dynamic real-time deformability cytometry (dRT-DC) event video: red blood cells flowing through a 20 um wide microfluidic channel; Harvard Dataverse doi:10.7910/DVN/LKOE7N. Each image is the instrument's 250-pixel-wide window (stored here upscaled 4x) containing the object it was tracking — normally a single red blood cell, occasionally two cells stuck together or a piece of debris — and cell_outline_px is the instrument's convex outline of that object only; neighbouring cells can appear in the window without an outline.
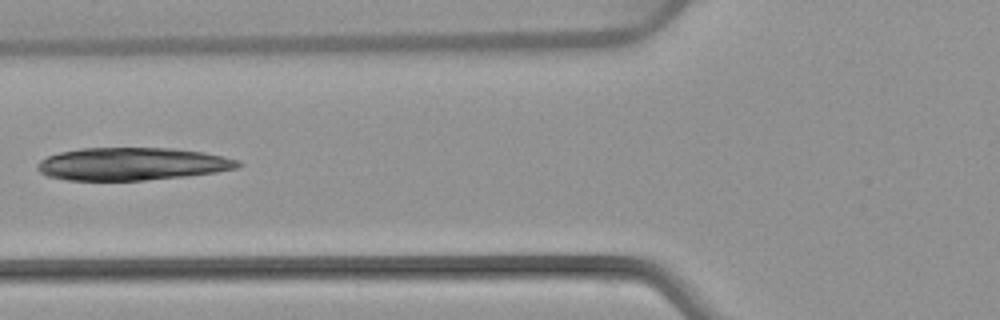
{"species": "common noctule bat (a hibernating species)", "species_latin": "Nyctalus noctula", "temperature_condition": "warm", "stored_images_in_passage": 3, "camera_frame_rate_fps": 3000, "um_per_image_px": 0.085, "animal": {"sex": "female", "body_mass_g": 22.7, "forearm_length_mm": 54.2}, "frame": {"image": 1, "passage_image": 3, "time_ms": 2.333, "image_size_px": [1000, 320], "cell_outline_px": [[244, 164], [236, 168], [216, 172], [188, 176], [144, 180], [68, 180], [48, 176], [40, 172], [36, 168], [36, 164], [40, 160], [48, 156], [60, 152], [80, 148], [172, 148], [204, 152], [224, 156], [240, 160]], "centroid_in_image_um": [11.25, 13.93], "position_along_channel_um": 114.5, "area_um2": 38.38}}